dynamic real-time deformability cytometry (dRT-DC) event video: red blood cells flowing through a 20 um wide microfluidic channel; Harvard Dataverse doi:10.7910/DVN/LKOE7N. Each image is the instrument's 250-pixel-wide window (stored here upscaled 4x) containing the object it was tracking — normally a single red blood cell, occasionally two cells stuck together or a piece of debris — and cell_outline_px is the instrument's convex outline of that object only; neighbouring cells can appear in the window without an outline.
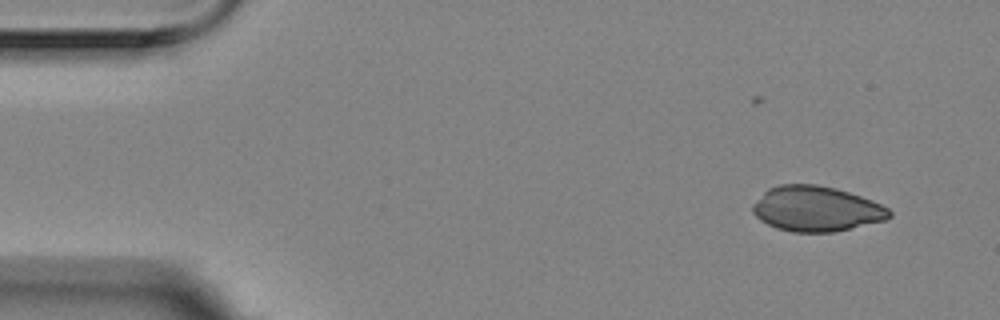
{"species": "Egyptian fruit bat (a non-hibernating species)", "species_latin": "Rousettus aegyptiacus", "temperature_condition": "room temperature", "stored_images_in_passage": 5, "camera_frame_rate_fps": 3000, "um_per_image_px": 0.085, "animal": {"sex": "female"}, "frame": {"image": 1, "passage_image": 1, "time_ms": 0.0, "image_size_px": [1000, 320], "cell_outline_px": [[892, 216], [884, 220], [836, 232], [792, 232], [776, 228], [760, 220], [752, 212], [752, 204], [768, 188], [780, 184], [816, 184], [836, 188], [872, 200], [888, 208], [892, 212]], "centroid_in_image_um": [69.37, 17.75], "position_along_channel_um": 15.6, "area_um2": 36.07}}